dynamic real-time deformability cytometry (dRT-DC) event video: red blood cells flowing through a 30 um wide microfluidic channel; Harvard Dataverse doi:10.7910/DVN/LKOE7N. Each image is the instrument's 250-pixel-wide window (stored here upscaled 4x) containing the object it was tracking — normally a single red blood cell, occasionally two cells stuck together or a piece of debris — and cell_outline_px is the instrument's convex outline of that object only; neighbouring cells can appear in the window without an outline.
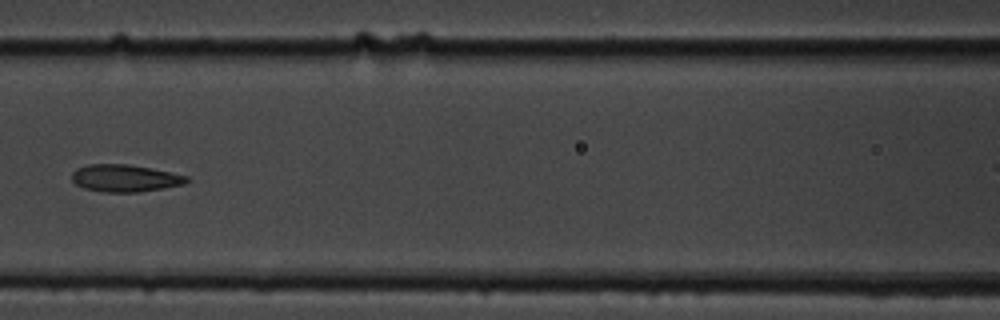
{"species": "common noctule bat (a hibernating species)", "species_latin": "Nyctalus noctula", "temperature_condition": "cold", "stored_images_in_passage": 9, "segment_of_instrument_passage": [1, 2], "camera_frame_rate_fps": 3000, "um_per_image_px": 0.085, "animal": {"sex": "male", "body_mass_g": 19.5, "forearm_length_mm": 54.6}, "frame": {"image": 1, "passage_image": 8, "time_ms": 8.0, "image_size_px": [1000, 320], "cell_outline_px": [[192, 180], [184, 184], [164, 188], [140, 192], [104, 192], [84, 188], [76, 184], [72, 180], [72, 172], [76, 168], [88, 164], [128, 164], [188, 176]], "centroid_in_image_um": [10.62, 15.15], "position_along_channel_um": 156.0, "area_um2": 18.21}}